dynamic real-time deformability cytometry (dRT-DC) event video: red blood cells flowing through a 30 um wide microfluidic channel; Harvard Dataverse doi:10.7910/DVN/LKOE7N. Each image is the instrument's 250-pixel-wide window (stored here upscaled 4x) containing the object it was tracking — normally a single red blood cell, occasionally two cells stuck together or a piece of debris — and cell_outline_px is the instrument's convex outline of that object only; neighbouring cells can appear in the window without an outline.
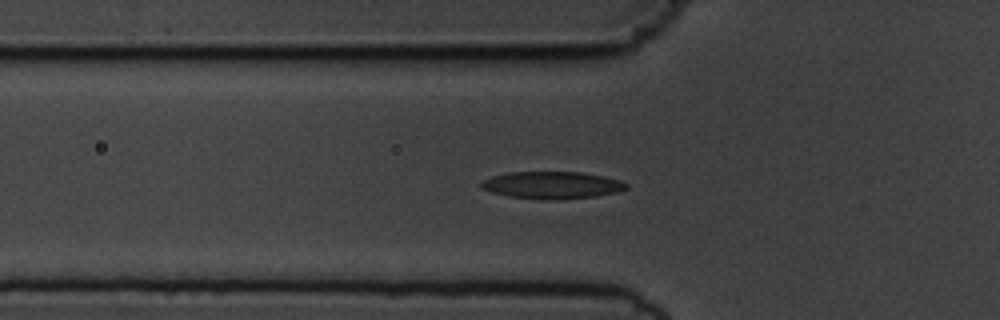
{"species": "common noctule bat (a hibernating species)", "species_latin": "Nyctalus noctula", "temperature_condition": "cold", "stored_images_in_passage": 38, "camera_frame_rate_fps": 3000, "um_per_image_px": 0.085, "animal": {"sex": "male", "body_mass_g": 19.5, "forearm_length_mm": 54.6}, "frame": {"image": 1, "passage_image": 8, "time_ms": 2.333, "image_size_px": [1000, 320], "cell_outline_px": [[628, 188], [616, 192], [596, 196], [556, 200], [544, 200], [508, 196], [492, 192], [480, 188], [480, 180], [492, 176], [512, 172], [580, 172], [604, 176], [620, 180], [628, 184]], "centroid_in_image_um": [46.9, 15.74], "position_along_channel_um": 78.9, "area_um2": 23.12}}
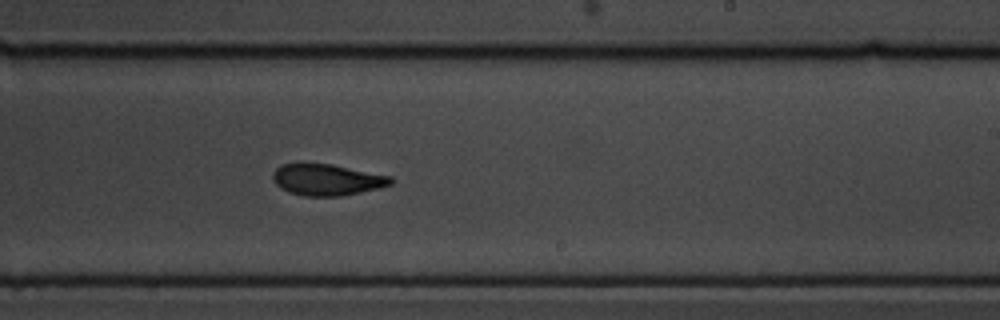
{"frame": {"image": 2, "passage_image": 23, "time_ms": 7.333, "image_size_px": [1000, 320], "cell_outline_px": [[392, 184], [380, 188], [340, 196], [304, 196], [288, 192], [280, 188], [272, 180], [272, 172], [280, 164], [332, 164], [392, 176]], "centroid_in_image_um": [27.78, 15.28], "position_along_channel_um": 261.2, "area_um2": 21.62}}
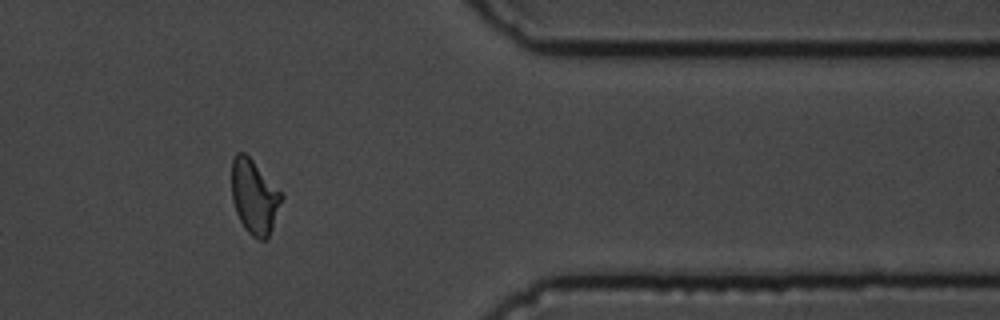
{"frame": {"image": 3, "passage_image": 35, "time_ms": 11.333, "image_size_px": [1000, 320], "cell_outline_px": [[284, 196], [272, 228], [268, 236], [264, 240], [260, 240], [252, 236], [244, 228], [236, 212], [232, 200], [232, 160], [236, 152], [244, 152], [284, 192]], "centroid_in_image_um": [21.64, 16.71], "position_along_channel_um": 389.8, "area_um2": 21.73}, "authors_computed_cell_mechanics": {"area_um2": 21.9929, "velocity_mm_per_s": 3.6446, "shape_relaxation_time_tau1_ms": 5.7507, "shape_relaxation_time_tau2_ms": 3.773, "deformation_change_tau1": 0.1732, "deformation_change_tau2": 0.1119}}